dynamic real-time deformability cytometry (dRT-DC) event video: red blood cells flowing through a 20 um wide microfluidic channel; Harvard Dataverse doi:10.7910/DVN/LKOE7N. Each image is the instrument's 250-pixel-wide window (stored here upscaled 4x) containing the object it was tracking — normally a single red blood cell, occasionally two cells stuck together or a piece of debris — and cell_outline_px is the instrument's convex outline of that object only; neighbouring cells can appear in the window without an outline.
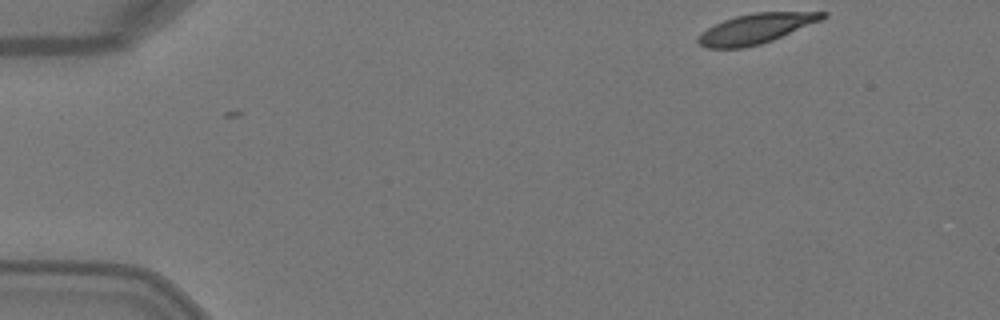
{"species": "Egyptian fruit bat (a non-hibernating species)", "species_latin": "Rousettus aegyptiacus", "temperature_condition": "warm", "stored_images_in_passage": 3, "camera_frame_rate_fps": 3000, "um_per_image_px": 0.085, "animal": {"sex": "female"}, "frame": {"image": 1, "passage_image": 1, "time_ms": 0.0, "image_size_px": [1000, 320], "cell_outline_px": [[828, 16], [820, 20], [772, 40], [760, 44], [744, 48], [708, 48], [700, 44], [696, 40], [708, 28], [724, 20], [736, 16], [752, 12], [828, 12]], "centroid_in_image_um": [64.26, 2.43], "position_along_channel_um": 20.7, "area_um2": 21.27}}